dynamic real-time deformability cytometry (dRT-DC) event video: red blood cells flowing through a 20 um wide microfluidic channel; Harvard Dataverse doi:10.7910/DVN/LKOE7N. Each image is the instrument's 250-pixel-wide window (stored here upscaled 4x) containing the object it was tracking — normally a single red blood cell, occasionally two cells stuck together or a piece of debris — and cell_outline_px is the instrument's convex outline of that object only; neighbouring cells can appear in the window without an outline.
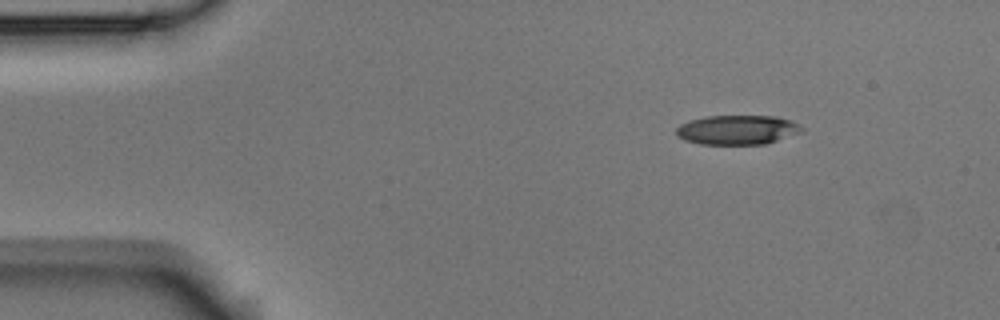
{"species": "Egyptian fruit bat (a non-hibernating species)", "species_latin": "Rousettus aegyptiacus", "temperature_condition": "room temperature", "stored_images_in_passage": 47, "camera_frame_rate_fps": 3000, "um_per_image_px": 0.085, "animal": {"sex": "male"}, "frame": {"image": 1, "passage_image": 1, "time_ms": 0.0, "image_size_px": [1000, 320], "cell_outline_px": [[804, 128], [800, 132], [768, 144], [700, 144], [684, 140], [676, 136], [676, 128], [680, 124], [688, 120], [704, 116], [776, 116], [800, 124]], "centroid_in_image_um": [62.64, 11.04], "position_along_channel_um": 22.4, "area_um2": 21.68}}
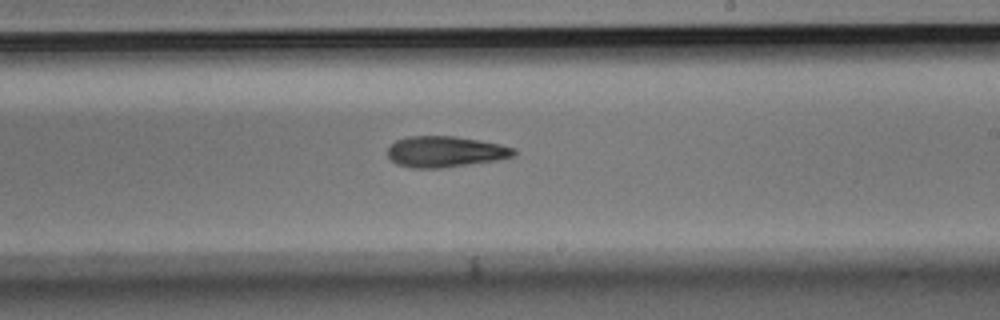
{"frame": {"image": 2, "passage_image": 25, "time_ms": 8.0, "image_size_px": [1000, 320], "cell_outline_px": [[516, 156], [496, 160], [440, 168], [412, 168], [396, 164], [388, 156], [388, 148], [396, 140], [408, 136], [456, 136], [480, 140], [500, 144], [516, 148]], "centroid_in_image_um": [37.86, 12.89], "position_along_channel_um": 251.1, "area_um2": 22.83}}
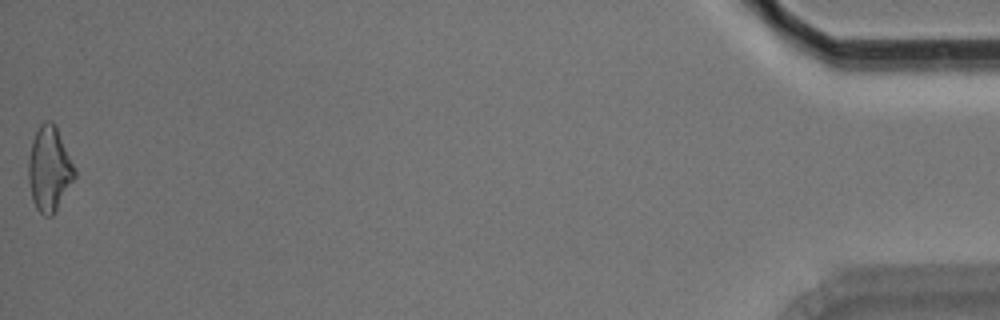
{"frame": {"image": 3, "passage_image": 47, "time_ms": 15.333, "image_size_px": [1000, 320], "cell_outline_px": [[76, 176], [52, 216], [44, 216], [36, 208], [32, 200], [28, 180], [28, 160], [32, 140], [40, 124], [44, 120], [52, 120], [56, 124], [76, 168]], "centroid_in_image_um": [4.19, 14.32], "position_along_channel_um": 431.0, "area_um2": 23.06}}